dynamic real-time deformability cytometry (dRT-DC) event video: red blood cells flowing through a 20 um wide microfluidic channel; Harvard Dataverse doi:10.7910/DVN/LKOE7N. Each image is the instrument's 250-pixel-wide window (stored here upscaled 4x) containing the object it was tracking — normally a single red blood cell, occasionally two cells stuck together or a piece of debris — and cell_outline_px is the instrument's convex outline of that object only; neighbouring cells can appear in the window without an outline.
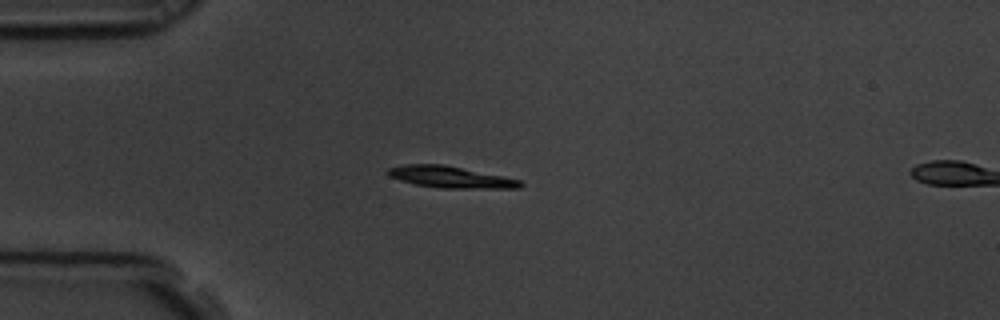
{"species": "common noctule bat (a hibernating species)", "species_latin": "Nyctalus noctula", "temperature_condition": "room temperature", "stored_images_in_passage": 3, "camera_frame_rate_fps": 3000, "um_per_image_px": 0.085, "animal": {"sex": "male", "body_mass_g": 19.5, "forearm_length_mm": 54.6}, "frame": {"image": 1, "passage_image": 2, "time_ms": 0.333, "image_size_px": [1000, 320], "cell_outline_px": [[524, 184], [520, 188], [440, 188], [416, 184], [400, 180], [388, 176], [384, 172], [388, 168], [404, 164], [444, 164], [504, 176], [520, 180]], "centroid_in_image_um": [38.27, 15.04], "position_along_channel_um": 46.7, "area_um2": 16.76}}